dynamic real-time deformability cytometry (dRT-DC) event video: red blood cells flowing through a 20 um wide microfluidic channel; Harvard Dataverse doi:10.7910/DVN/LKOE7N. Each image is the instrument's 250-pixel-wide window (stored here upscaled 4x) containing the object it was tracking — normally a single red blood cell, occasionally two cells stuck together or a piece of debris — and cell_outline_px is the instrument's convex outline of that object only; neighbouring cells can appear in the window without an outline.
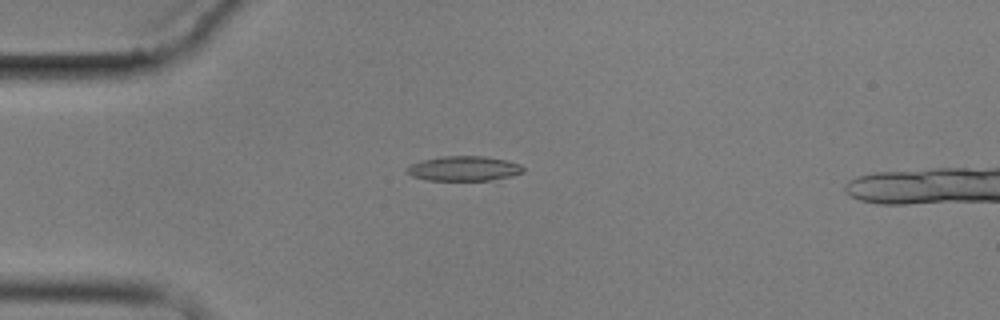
{"species": "common noctule bat (a hibernating species)", "species_latin": "Nyctalus noctula", "temperature_condition": "cold", "stored_images_in_passage": 6, "camera_frame_rate_fps": 3000, "um_per_image_px": 0.085, "animal": {"sex": "male", "body_mass_g": 17.9}, "frame": {"image": 1, "passage_image": 5, "time_ms": 4.667, "image_size_px": [1000, 320], "cell_outline_px": [[524, 172], [500, 184], [496, 184], [424, 180], [412, 176], [408, 172], [408, 168], [412, 164], [420, 160], [440, 156], [484, 156], [508, 160], [520, 164], [524, 168]], "centroid_in_image_um": [39.61, 14.41], "position_along_channel_um": 45.4, "area_um2": 18.5}}